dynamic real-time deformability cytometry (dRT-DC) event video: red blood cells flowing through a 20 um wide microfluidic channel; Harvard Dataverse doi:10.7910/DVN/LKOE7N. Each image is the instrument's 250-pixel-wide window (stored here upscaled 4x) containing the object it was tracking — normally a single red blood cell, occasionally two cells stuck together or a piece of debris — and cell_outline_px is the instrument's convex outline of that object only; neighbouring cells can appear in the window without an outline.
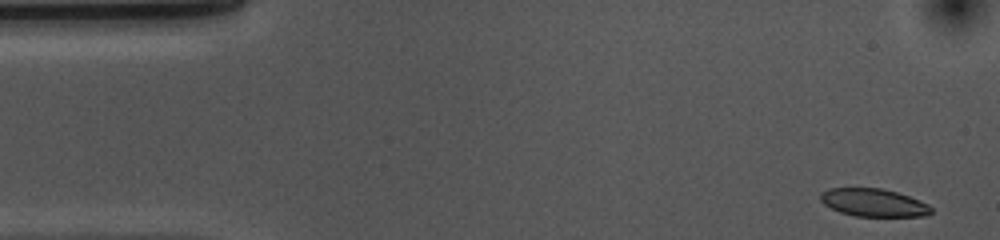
{"species": "common noctule bat (a hibernating species)", "species_latin": "Nyctalus noctula", "temperature_condition": "cold", "stored_images_in_passage": 45, "camera_frame_rate_fps": 3000, "um_per_image_px": 0.085, "animal": {"sex": "female", "body_mass_g": 10.0, "forearm_length_mm": 53.1}, "frame": {"image": 1, "passage_image": 1, "time_ms": 0.0, "image_size_px": [1000, 240], "cell_outline_px": [[932, 212], [928, 216], [856, 216], [840, 212], [824, 204], [820, 200], [820, 192], [828, 188], [880, 188], [896, 192], [920, 200], [928, 204], [932, 208]], "centroid_in_image_um": [74.25, 17.22], "position_along_channel_um": 10.7, "area_um2": 17.98}}
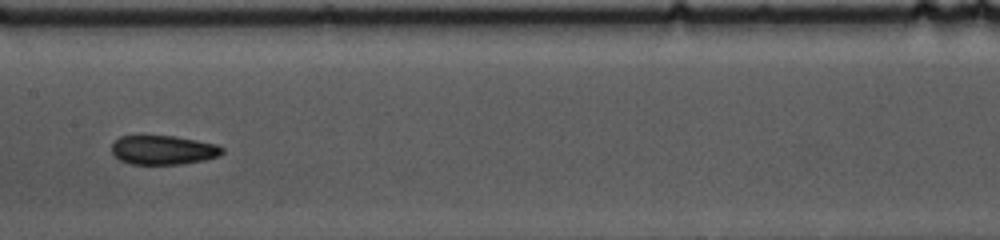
{"frame": {"image": 2, "passage_image": 24, "time_ms": 7.667, "image_size_px": [1000, 240], "cell_outline_px": [[224, 152], [220, 156], [204, 160], [180, 164], [132, 164], [120, 160], [112, 152], [112, 144], [120, 136], [176, 136], [216, 144], [224, 148]], "centroid_in_image_um": [13.91, 12.75], "position_along_channel_um": 193.5, "area_um2": 18.73}}
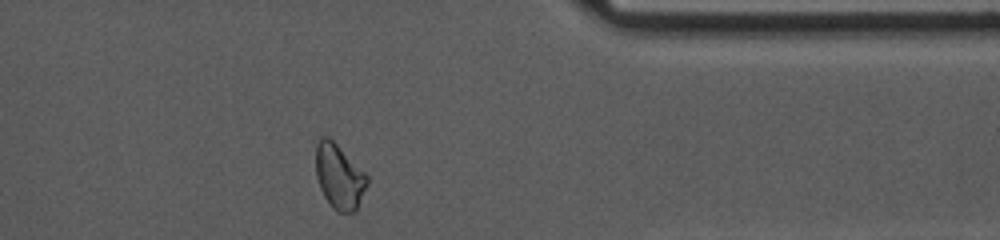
{"frame": {"image": 3, "passage_image": 41, "time_ms": 13.333, "image_size_px": [1000, 240], "cell_outline_px": [[368, 184], [356, 212], [336, 212], [332, 208], [324, 196], [320, 188], [316, 176], [316, 144], [320, 136], [328, 136], [368, 176]], "centroid_in_image_um": [28.83, 15.03], "position_along_channel_um": 382.6, "area_um2": 19.36}, "authors_computed_cell_mechanics": {"area_um2": 19.652, "velocity_mm_per_s": 3.6511, "shape_relaxation_time_tau1_ms": 6.1109, "shape_relaxation_time_tau2_ms": 5.3593, "deformation_change_tau1": 0.1111, "deformation_change_tau2": 0.0992}}